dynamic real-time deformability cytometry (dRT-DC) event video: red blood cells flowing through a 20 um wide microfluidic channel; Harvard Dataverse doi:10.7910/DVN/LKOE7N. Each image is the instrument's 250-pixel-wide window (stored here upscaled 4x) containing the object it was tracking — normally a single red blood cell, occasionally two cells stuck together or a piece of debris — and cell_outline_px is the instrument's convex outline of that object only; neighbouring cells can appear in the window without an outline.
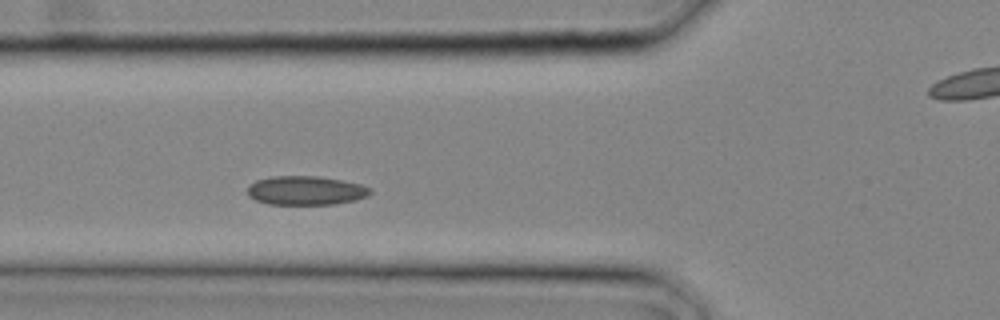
{"species": "common noctule bat (a hibernating species)", "species_latin": "Nyctalus noctula", "temperature_condition": "cold", "stored_images_in_passage": 7, "segment_of_instrument_passage": [1, 2], "camera_frame_rate_fps": 3000, "um_per_image_px": 0.085, "animal": {"sex": "male", "body_mass_g": 20.4}, "frame": {"image": 1, "passage_image": 6, "time_ms": 1.667, "image_size_px": [1000, 320], "cell_outline_px": [[372, 192], [368, 196], [336, 204], [268, 204], [256, 200], [248, 196], [248, 188], [256, 180], [272, 176], [316, 176], [340, 180], [360, 184], [372, 188]], "centroid_in_image_um": [25.99, 16.19], "position_along_channel_um": 99.8, "area_um2": 20.58}}